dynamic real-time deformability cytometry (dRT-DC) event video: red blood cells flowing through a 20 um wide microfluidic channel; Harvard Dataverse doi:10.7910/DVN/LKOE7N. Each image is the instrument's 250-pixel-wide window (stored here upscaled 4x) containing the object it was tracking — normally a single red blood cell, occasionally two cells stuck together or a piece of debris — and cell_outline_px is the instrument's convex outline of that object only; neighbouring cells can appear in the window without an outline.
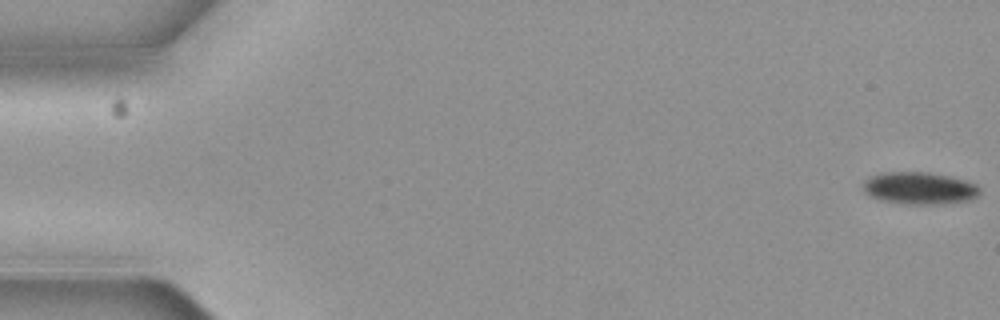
{"species": "common noctule bat (a hibernating species)", "species_latin": "Nyctalus noctula", "temperature_condition": "cold", "stored_images_in_passage": 7, "segment_of_instrument_passage": [1, 2], "camera_frame_rate_fps": 3000, "um_per_image_px": 0.085, "animal": {"sex": "female", "body_mass_g": 19.3, "forearm_length_mm": 54.1}, "frame": {"image": 1, "passage_image": 1, "time_ms": 0.0, "image_size_px": [1000, 320], "cell_outline_px": [[980, 192], [972, 200], [944, 204], [908, 204], [876, 200], [868, 196], [864, 192], [864, 184], [872, 176], [884, 172], [928, 172], [948, 176], [964, 180], [976, 184], [980, 188]], "centroid_in_image_um": [78.17, 16.01], "position_along_channel_um": 6.8, "area_um2": 21.96}}
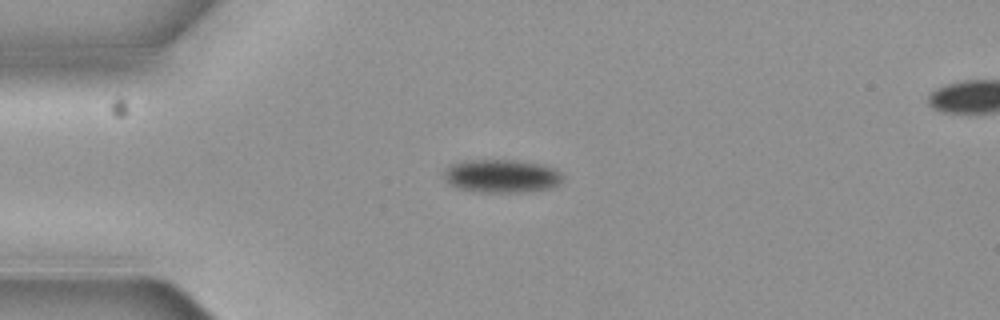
{"frame": {"image": 2, "passage_image": 5, "time_ms": 1.333, "image_size_px": [1000, 320], "cell_outline_px": [[560, 180], [552, 188], [520, 192], [484, 192], [456, 188], [448, 184], [444, 180], [444, 172], [452, 164], [464, 160], [516, 160], [540, 164], [552, 168], [560, 172]], "centroid_in_image_um": [42.57, 14.96], "position_along_channel_um": 42.4, "area_um2": 22.77}}